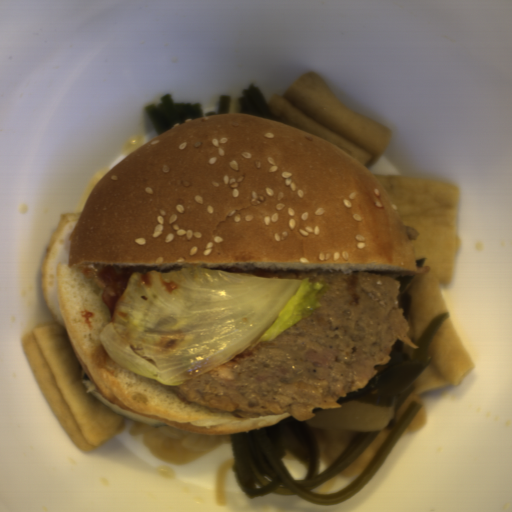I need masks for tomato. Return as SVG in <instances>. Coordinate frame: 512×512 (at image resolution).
<instances>
[{
  "mask_svg": "<svg viewBox=\"0 0 512 512\" xmlns=\"http://www.w3.org/2000/svg\"><path fill=\"white\" fill-rule=\"evenodd\" d=\"M158 269L156 267H114L86 262L80 273L102 292L111 320L114 309L124 294L131 275L139 273L141 282L146 286H151L153 282L150 272H157Z\"/></svg>",
  "mask_w": 512,
  "mask_h": 512,
  "instance_id": "512abeb7",
  "label": "tomato"
}]
</instances>
